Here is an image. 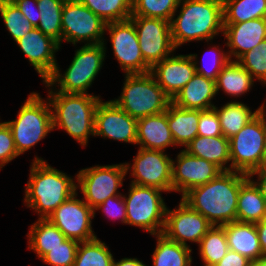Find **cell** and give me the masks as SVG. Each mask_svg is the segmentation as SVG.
I'll use <instances>...</instances> for the list:
<instances>
[{"mask_svg": "<svg viewBox=\"0 0 266 266\" xmlns=\"http://www.w3.org/2000/svg\"><path fill=\"white\" fill-rule=\"evenodd\" d=\"M106 23L128 20L132 13V0H79Z\"/></svg>", "mask_w": 266, "mask_h": 266, "instance_id": "d590c367", "label": "cell"}, {"mask_svg": "<svg viewBox=\"0 0 266 266\" xmlns=\"http://www.w3.org/2000/svg\"><path fill=\"white\" fill-rule=\"evenodd\" d=\"M108 248L97 237L89 241L80 242L74 266H112L114 257Z\"/></svg>", "mask_w": 266, "mask_h": 266, "instance_id": "e575fe53", "label": "cell"}, {"mask_svg": "<svg viewBox=\"0 0 266 266\" xmlns=\"http://www.w3.org/2000/svg\"><path fill=\"white\" fill-rule=\"evenodd\" d=\"M166 112L169 129L176 146L186 147L198 135L200 110L184 109L171 102Z\"/></svg>", "mask_w": 266, "mask_h": 266, "instance_id": "484cf974", "label": "cell"}, {"mask_svg": "<svg viewBox=\"0 0 266 266\" xmlns=\"http://www.w3.org/2000/svg\"><path fill=\"white\" fill-rule=\"evenodd\" d=\"M251 262L248 258L229 249L221 261L214 266H251Z\"/></svg>", "mask_w": 266, "mask_h": 266, "instance_id": "bcb514c9", "label": "cell"}, {"mask_svg": "<svg viewBox=\"0 0 266 266\" xmlns=\"http://www.w3.org/2000/svg\"><path fill=\"white\" fill-rule=\"evenodd\" d=\"M227 236L228 247L250 261L263 256L255 223L234 221L222 226Z\"/></svg>", "mask_w": 266, "mask_h": 266, "instance_id": "cb8c5ba5", "label": "cell"}, {"mask_svg": "<svg viewBox=\"0 0 266 266\" xmlns=\"http://www.w3.org/2000/svg\"><path fill=\"white\" fill-rule=\"evenodd\" d=\"M79 241L66 239L60 246L51 249L41 260L51 266H74Z\"/></svg>", "mask_w": 266, "mask_h": 266, "instance_id": "ab89813d", "label": "cell"}, {"mask_svg": "<svg viewBox=\"0 0 266 266\" xmlns=\"http://www.w3.org/2000/svg\"><path fill=\"white\" fill-rule=\"evenodd\" d=\"M180 0H132L131 16L160 18L171 22Z\"/></svg>", "mask_w": 266, "mask_h": 266, "instance_id": "8d00e7d4", "label": "cell"}, {"mask_svg": "<svg viewBox=\"0 0 266 266\" xmlns=\"http://www.w3.org/2000/svg\"><path fill=\"white\" fill-rule=\"evenodd\" d=\"M66 0H37L40 10L38 29L52 37L61 46L62 43V9Z\"/></svg>", "mask_w": 266, "mask_h": 266, "instance_id": "836d02e7", "label": "cell"}, {"mask_svg": "<svg viewBox=\"0 0 266 266\" xmlns=\"http://www.w3.org/2000/svg\"><path fill=\"white\" fill-rule=\"evenodd\" d=\"M106 29L109 31L115 59L125 74L151 72V67L144 61L136 28L130 19L106 23L107 32Z\"/></svg>", "mask_w": 266, "mask_h": 266, "instance_id": "5bb4252c", "label": "cell"}, {"mask_svg": "<svg viewBox=\"0 0 266 266\" xmlns=\"http://www.w3.org/2000/svg\"><path fill=\"white\" fill-rule=\"evenodd\" d=\"M28 248L33 250L39 259H42L51 249L60 246L67 238L47 218H38L27 234Z\"/></svg>", "mask_w": 266, "mask_h": 266, "instance_id": "83f0119b", "label": "cell"}, {"mask_svg": "<svg viewBox=\"0 0 266 266\" xmlns=\"http://www.w3.org/2000/svg\"><path fill=\"white\" fill-rule=\"evenodd\" d=\"M6 123L12 131L18 154H23L53 130L48 98L44 101L39 93H30L18 111L16 120Z\"/></svg>", "mask_w": 266, "mask_h": 266, "instance_id": "52a82bcc", "label": "cell"}, {"mask_svg": "<svg viewBox=\"0 0 266 266\" xmlns=\"http://www.w3.org/2000/svg\"><path fill=\"white\" fill-rule=\"evenodd\" d=\"M255 78L235 59L223 67L216 80V92L222 89L229 96L239 97L251 90Z\"/></svg>", "mask_w": 266, "mask_h": 266, "instance_id": "f1b7e54d", "label": "cell"}, {"mask_svg": "<svg viewBox=\"0 0 266 266\" xmlns=\"http://www.w3.org/2000/svg\"><path fill=\"white\" fill-rule=\"evenodd\" d=\"M112 266H147L143 261L137 258H122L120 261L116 262L113 259Z\"/></svg>", "mask_w": 266, "mask_h": 266, "instance_id": "681fc988", "label": "cell"}, {"mask_svg": "<svg viewBox=\"0 0 266 266\" xmlns=\"http://www.w3.org/2000/svg\"><path fill=\"white\" fill-rule=\"evenodd\" d=\"M106 56L105 43L83 45L75 51L71 64L64 74L60 72L58 65L54 72L43 82L46 87L58 84L63 93L87 94V89L95 80L103 66Z\"/></svg>", "mask_w": 266, "mask_h": 266, "instance_id": "8992f818", "label": "cell"}, {"mask_svg": "<svg viewBox=\"0 0 266 266\" xmlns=\"http://www.w3.org/2000/svg\"><path fill=\"white\" fill-rule=\"evenodd\" d=\"M265 106L230 140L229 171L249 174L259 169L266 140Z\"/></svg>", "mask_w": 266, "mask_h": 266, "instance_id": "ba28073f", "label": "cell"}, {"mask_svg": "<svg viewBox=\"0 0 266 266\" xmlns=\"http://www.w3.org/2000/svg\"><path fill=\"white\" fill-rule=\"evenodd\" d=\"M251 266H266V256H262L259 259L252 261Z\"/></svg>", "mask_w": 266, "mask_h": 266, "instance_id": "f907efd6", "label": "cell"}, {"mask_svg": "<svg viewBox=\"0 0 266 266\" xmlns=\"http://www.w3.org/2000/svg\"><path fill=\"white\" fill-rule=\"evenodd\" d=\"M163 190L130 184L126 205V224L144 229L151 235L163 232L167 206L162 198Z\"/></svg>", "mask_w": 266, "mask_h": 266, "instance_id": "9c48e42d", "label": "cell"}, {"mask_svg": "<svg viewBox=\"0 0 266 266\" xmlns=\"http://www.w3.org/2000/svg\"><path fill=\"white\" fill-rule=\"evenodd\" d=\"M198 135L215 137L223 135L221 131L220 121L215 108L200 110L198 121Z\"/></svg>", "mask_w": 266, "mask_h": 266, "instance_id": "7bdbcfd3", "label": "cell"}, {"mask_svg": "<svg viewBox=\"0 0 266 266\" xmlns=\"http://www.w3.org/2000/svg\"><path fill=\"white\" fill-rule=\"evenodd\" d=\"M266 220V201L248 178L239 190L236 221L257 223Z\"/></svg>", "mask_w": 266, "mask_h": 266, "instance_id": "4316f807", "label": "cell"}, {"mask_svg": "<svg viewBox=\"0 0 266 266\" xmlns=\"http://www.w3.org/2000/svg\"><path fill=\"white\" fill-rule=\"evenodd\" d=\"M261 169H266V140H265V146H264V153L262 157V162H261Z\"/></svg>", "mask_w": 266, "mask_h": 266, "instance_id": "816d5d0a", "label": "cell"}, {"mask_svg": "<svg viewBox=\"0 0 266 266\" xmlns=\"http://www.w3.org/2000/svg\"><path fill=\"white\" fill-rule=\"evenodd\" d=\"M78 192L59 205L48 219L68 239L79 242L95 239L97 236L92 230V218L94 210L84 202L77 199Z\"/></svg>", "mask_w": 266, "mask_h": 266, "instance_id": "9a60e30c", "label": "cell"}, {"mask_svg": "<svg viewBox=\"0 0 266 266\" xmlns=\"http://www.w3.org/2000/svg\"><path fill=\"white\" fill-rule=\"evenodd\" d=\"M0 14L14 41L25 36L34 28L11 0H0Z\"/></svg>", "mask_w": 266, "mask_h": 266, "instance_id": "74e56055", "label": "cell"}, {"mask_svg": "<svg viewBox=\"0 0 266 266\" xmlns=\"http://www.w3.org/2000/svg\"><path fill=\"white\" fill-rule=\"evenodd\" d=\"M126 175L124 163L85 168L76 175V188H80L82 199L94 209L108 197L121 195L117 190L123 186Z\"/></svg>", "mask_w": 266, "mask_h": 266, "instance_id": "8fae6325", "label": "cell"}, {"mask_svg": "<svg viewBox=\"0 0 266 266\" xmlns=\"http://www.w3.org/2000/svg\"><path fill=\"white\" fill-rule=\"evenodd\" d=\"M136 145L149 150L166 151L169 146H176L169 129L167 112L143 117L137 120Z\"/></svg>", "mask_w": 266, "mask_h": 266, "instance_id": "7402d4cb", "label": "cell"}, {"mask_svg": "<svg viewBox=\"0 0 266 266\" xmlns=\"http://www.w3.org/2000/svg\"><path fill=\"white\" fill-rule=\"evenodd\" d=\"M48 88L53 130L64 129L81 146H87L89 136H94L95 112L102 99L88 93H63Z\"/></svg>", "mask_w": 266, "mask_h": 266, "instance_id": "277c9868", "label": "cell"}, {"mask_svg": "<svg viewBox=\"0 0 266 266\" xmlns=\"http://www.w3.org/2000/svg\"><path fill=\"white\" fill-rule=\"evenodd\" d=\"M248 174L223 171L210 182L192 188L181 196L190 208L202 214L212 226L236 221L240 186Z\"/></svg>", "mask_w": 266, "mask_h": 266, "instance_id": "6da1fadb", "label": "cell"}, {"mask_svg": "<svg viewBox=\"0 0 266 266\" xmlns=\"http://www.w3.org/2000/svg\"><path fill=\"white\" fill-rule=\"evenodd\" d=\"M263 256H266V220L255 223Z\"/></svg>", "mask_w": 266, "mask_h": 266, "instance_id": "c3c4849f", "label": "cell"}, {"mask_svg": "<svg viewBox=\"0 0 266 266\" xmlns=\"http://www.w3.org/2000/svg\"><path fill=\"white\" fill-rule=\"evenodd\" d=\"M15 42L44 82L58 65L55 53L60 50L59 43L36 27Z\"/></svg>", "mask_w": 266, "mask_h": 266, "instance_id": "d6986e66", "label": "cell"}, {"mask_svg": "<svg viewBox=\"0 0 266 266\" xmlns=\"http://www.w3.org/2000/svg\"><path fill=\"white\" fill-rule=\"evenodd\" d=\"M223 23L266 18V0H222Z\"/></svg>", "mask_w": 266, "mask_h": 266, "instance_id": "1f68e13d", "label": "cell"}, {"mask_svg": "<svg viewBox=\"0 0 266 266\" xmlns=\"http://www.w3.org/2000/svg\"><path fill=\"white\" fill-rule=\"evenodd\" d=\"M221 172L223 171L217 165L181 150L176 160H172L173 191L180 192L183 196L192 188L210 182Z\"/></svg>", "mask_w": 266, "mask_h": 266, "instance_id": "ac0fdd59", "label": "cell"}, {"mask_svg": "<svg viewBox=\"0 0 266 266\" xmlns=\"http://www.w3.org/2000/svg\"><path fill=\"white\" fill-rule=\"evenodd\" d=\"M62 42L104 43L106 22L79 0H66L62 9ZM87 41V42H86Z\"/></svg>", "mask_w": 266, "mask_h": 266, "instance_id": "30bf717a", "label": "cell"}, {"mask_svg": "<svg viewBox=\"0 0 266 266\" xmlns=\"http://www.w3.org/2000/svg\"><path fill=\"white\" fill-rule=\"evenodd\" d=\"M154 236L157 244L152 255V266H192V249L189 246L179 244L163 233Z\"/></svg>", "mask_w": 266, "mask_h": 266, "instance_id": "4dcf8cb0", "label": "cell"}, {"mask_svg": "<svg viewBox=\"0 0 266 266\" xmlns=\"http://www.w3.org/2000/svg\"><path fill=\"white\" fill-rule=\"evenodd\" d=\"M264 104L255 111L242 102H227L221 108L214 106L218 114L221 131L224 137L231 138L237 134L250 120H252L259 111L264 108Z\"/></svg>", "mask_w": 266, "mask_h": 266, "instance_id": "f546056e", "label": "cell"}, {"mask_svg": "<svg viewBox=\"0 0 266 266\" xmlns=\"http://www.w3.org/2000/svg\"><path fill=\"white\" fill-rule=\"evenodd\" d=\"M225 43L230 50L227 51L229 59L232 56L236 61L246 52L259 45L266 39V18H257L241 23H223Z\"/></svg>", "mask_w": 266, "mask_h": 266, "instance_id": "44dd1931", "label": "cell"}, {"mask_svg": "<svg viewBox=\"0 0 266 266\" xmlns=\"http://www.w3.org/2000/svg\"><path fill=\"white\" fill-rule=\"evenodd\" d=\"M180 6L170 22L175 49L191 41L211 42L219 32L223 34L222 0H180Z\"/></svg>", "mask_w": 266, "mask_h": 266, "instance_id": "3957f363", "label": "cell"}, {"mask_svg": "<svg viewBox=\"0 0 266 266\" xmlns=\"http://www.w3.org/2000/svg\"><path fill=\"white\" fill-rule=\"evenodd\" d=\"M199 254L204 266H214L229 250L227 236L222 226H212L200 240Z\"/></svg>", "mask_w": 266, "mask_h": 266, "instance_id": "d6a6232c", "label": "cell"}, {"mask_svg": "<svg viewBox=\"0 0 266 266\" xmlns=\"http://www.w3.org/2000/svg\"><path fill=\"white\" fill-rule=\"evenodd\" d=\"M216 94V81L196 73L171 102L184 109L207 110L214 108L211 100Z\"/></svg>", "mask_w": 266, "mask_h": 266, "instance_id": "603a6c76", "label": "cell"}, {"mask_svg": "<svg viewBox=\"0 0 266 266\" xmlns=\"http://www.w3.org/2000/svg\"><path fill=\"white\" fill-rule=\"evenodd\" d=\"M102 209L107 218L118 219L120 218L121 222L126 224L127 215H126V205L124 202L123 194L108 197L102 204L95 207V211Z\"/></svg>", "mask_w": 266, "mask_h": 266, "instance_id": "ee69618b", "label": "cell"}, {"mask_svg": "<svg viewBox=\"0 0 266 266\" xmlns=\"http://www.w3.org/2000/svg\"><path fill=\"white\" fill-rule=\"evenodd\" d=\"M24 202L39 218H47L59 205L77 192L76 181L66 173L51 167L43 158L31 163Z\"/></svg>", "mask_w": 266, "mask_h": 266, "instance_id": "7a4b0ae2", "label": "cell"}, {"mask_svg": "<svg viewBox=\"0 0 266 266\" xmlns=\"http://www.w3.org/2000/svg\"><path fill=\"white\" fill-rule=\"evenodd\" d=\"M124 80L120 97L112 101L132 118L160 114L171 103L151 72L125 74Z\"/></svg>", "mask_w": 266, "mask_h": 266, "instance_id": "5b68a950", "label": "cell"}, {"mask_svg": "<svg viewBox=\"0 0 266 266\" xmlns=\"http://www.w3.org/2000/svg\"><path fill=\"white\" fill-rule=\"evenodd\" d=\"M94 136L136 144L137 119L132 118L112 100H101L95 112Z\"/></svg>", "mask_w": 266, "mask_h": 266, "instance_id": "e0dca14e", "label": "cell"}, {"mask_svg": "<svg viewBox=\"0 0 266 266\" xmlns=\"http://www.w3.org/2000/svg\"><path fill=\"white\" fill-rule=\"evenodd\" d=\"M258 175L257 181L252 180L254 175ZM248 178L255 184V186L259 189L263 198L266 201V169H256L248 174Z\"/></svg>", "mask_w": 266, "mask_h": 266, "instance_id": "7dc6e473", "label": "cell"}, {"mask_svg": "<svg viewBox=\"0 0 266 266\" xmlns=\"http://www.w3.org/2000/svg\"><path fill=\"white\" fill-rule=\"evenodd\" d=\"M20 12L31 22L34 27H38L40 21V10L37 0H11ZM35 8V9H34Z\"/></svg>", "mask_w": 266, "mask_h": 266, "instance_id": "f6af8a7d", "label": "cell"}, {"mask_svg": "<svg viewBox=\"0 0 266 266\" xmlns=\"http://www.w3.org/2000/svg\"><path fill=\"white\" fill-rule=\"evenodd\" d=\"M19 156L13 134L6 122L0 124V169Z\"/></svg>", "mask_w": 266, "mask_h": 266, "instance_id": "b9f144b4", "label": "cell"}, {"mask_svg": "<svg viewBox=\"0 0 266 266\" xmlns=\"http://www.w3.org/2000/svg\"><path fill=\"white\" fill-rule=\"evenodd\" d=\"M130 20L136 28L144 61L151 68L175 52L176 49L171 39L170 22L160 18L142 16H131Z\"/></svg>", "mask_w": 266, "mask_h": 266, "instance_id": "4fadbf2b", "label": "cell"}, {"mask_svg": "<svg viewBox=\"0 0 266 266\" xmlns=\"http://www.w3.org/2000/svg\"><path fill=\"white\" fill-rule=\"evenodd\" d=\"M158 85L172 100L196 74L195 64L188 55L168 56L151 68Z\"/></svg>", "mask_w": 266, "mask_h": 266, "instance_id": "ffe728a7", "label": "cell"}, {"mask_svg": "<svg viewBox=\"0 0 266 266\" xmlns=\"http://www.w3.org/2000/svg\"><path fill=\"white\" fill-rule=\"evenodd\" d=\"M218 47L219 46H216V45L214 47L212 46L211 47V51L209 49V51L206 52V53H211V55H212V53L214 54L213 56H211L210 67L205 64L206 63V60H204L205 66L202 63L203 65L201 67H199L198 66V62H200V61H197V54H189L192 57L193 61H194L196 73H198L200 75H203L204 77L209 78V79H212L214 81L217 80L218 74L220 73V71L223 69V67L230 60L229 59V56H228V53H224V51L221 50Z\"/></svg>", "mask_w": 266, "mask_h": 266, "instance_id": "60d3db41", "label": "cell"}, {"mask_svg": "<svg viewBox=\"0 0 266 266\" xmlns=\"http://www.w3.org/2000/svg\"><path fill=\"white\" fill-rule=\"evenodd\" d=\"M212 227L210 222L200 213L180 200L178 209L167 207L163 234L175 242L190 246L186 242L198 243Z\"/></svg>", "mask_w": 266, "mask_h": 266, "instance_id": "2e32d148", "label": "cell"}, {"mask_svg": "<svg viewBox=\"0 0 266 266\" xmlns=\"http://www.w3.org/2000/svg\"><path fill=\"white\" fill-rule=\"evenodd\" d=\"M237 62L247 70L252 77L266 85V39L252 50L244 53Z\"/></svg>", "mask_w": 266, "mask_h": 266, "instance_id": "f35d334b", "label": "cell"}, {"mask_svg": "<svg viewBox=\"0 0 266 266\" xmlns=\"http://www.w3.org/2000/svg\"><path fill=\"white\" fill-rule=\"evenodd\" d=\"M172 160L164 151L139 147L133 158V165L124 163L133 176L132 184L157 188L165 192L173 191Z\"/></svg>", "mask_w": 266, "mask_h": 266, "instance_id": "7c38bea8", "label": "cell"}, {"mask_svg": "<svg viewBox=\"0 0 266 266\" xmlns=\"http://www.w3.org/2000/svg\"><path fill=\"white\" fill-rule=\"evenodd\" d=\"M190 155L203 158L217 165L222 171H229L230 140L223 135L215 137L197 135L184 149Z\"/></svg>", "mask_w": 266, "mask_h": 266, "instance_id": "d4e9b609", "label": "cell"}]
</instances>
